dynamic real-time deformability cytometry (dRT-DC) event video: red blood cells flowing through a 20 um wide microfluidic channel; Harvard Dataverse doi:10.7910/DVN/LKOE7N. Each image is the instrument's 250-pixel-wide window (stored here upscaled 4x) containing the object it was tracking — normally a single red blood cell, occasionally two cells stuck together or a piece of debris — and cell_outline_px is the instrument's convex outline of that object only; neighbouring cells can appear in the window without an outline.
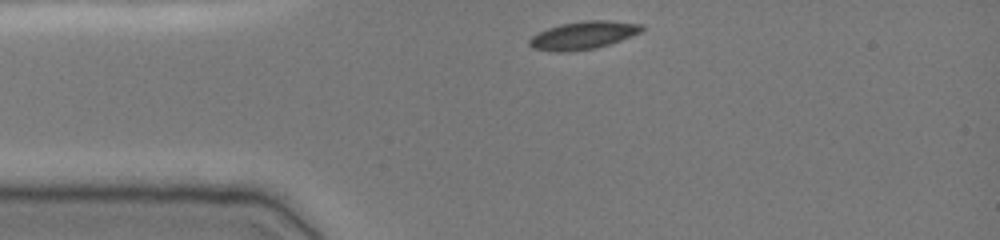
{"species": "common noctule bat (a hibernating species)", "species_latin": "Nyctalus noctula", "temperature_condition": "cold", "stored_images_in_passage": 33, "camera_frame_rate_fps": 3000, "um_per_image_px": 0.085, "animal": {"sex": "female", "body_mass_g": 19.0, "forearm_length_mm": 51.5}, "frame": {"image": 1, "passage_image": 1, "time_ms": 0.0, "image_size_px": [1000, 240], "cell_outline_px": [[644, 28], [640, 32], [632, 36], [596, 48], [568, 52], [552, 52], [532, 48], [528, 44], [528, 40], [532, 36], [548, 28], [560, 24], [584, 20], [608, 20], [644, 24]], "centroid_in_image_um": [49.56, 3.0], "position_along_channel_um": 35.4, "area_um2": 18.38}}
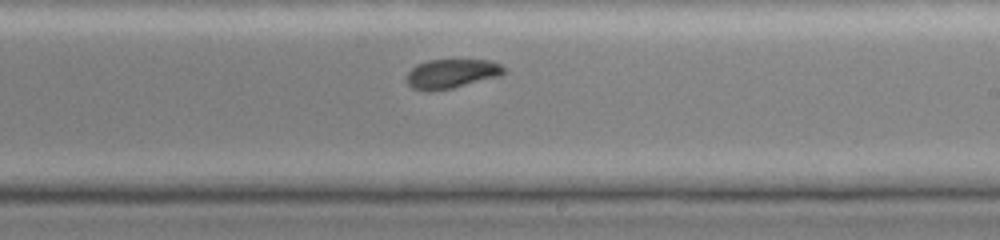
{"frame": {"image": 2, "passage_image": 20, "time_ms": 6.333, "image_size_px": [1000, 240], "cell_outline_px": [[508, 72], [500, 76], [452, 88], [432, 92], [424, 92], [412, 88], [404, 80], [408, 72], [416, 64], [428, 60], [492, 60], [500, 64]], "centroid_in_image_um": [38.35, 6.28], "position_along_channel_um": 250.6, "area_um2": 16.94}}
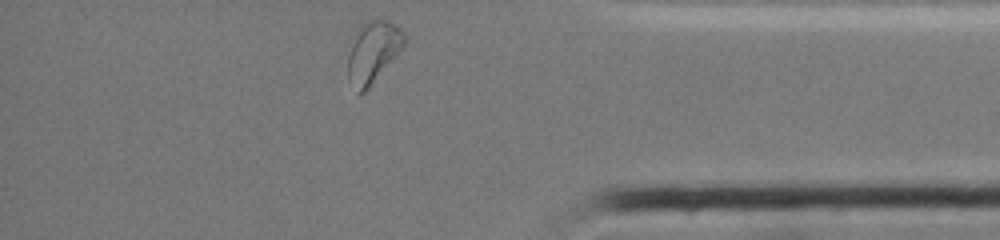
{"frame": {"image": 3, "passage_image": 33, "time_ms": 10.667, "image_size_px": [1000, 240], "cell_outline_px": [[408, 36], [404, 44], [368, 88], [364, 92], [360, 92], [348, 80], [348, 56], [356, 32], [360, 24], [372, 16], [388, 20], [396, 24]], "centroid_in_image_um": [31.71, 4.3], "position_along_channel_um": 403.5, "area_um2": 20.0}, "authors_computed_cell_mechanics": {"area_um2": 17.629, "velocity_mm_per_s": 3.8011, "shape_relaxation_time_tau1_ms": 2.5613, "shape_relaxation_time_tau2_ms": 7.5063, "deformation_change_tau1": 0.0912, "deformation_change_tau2": 0.1038}}